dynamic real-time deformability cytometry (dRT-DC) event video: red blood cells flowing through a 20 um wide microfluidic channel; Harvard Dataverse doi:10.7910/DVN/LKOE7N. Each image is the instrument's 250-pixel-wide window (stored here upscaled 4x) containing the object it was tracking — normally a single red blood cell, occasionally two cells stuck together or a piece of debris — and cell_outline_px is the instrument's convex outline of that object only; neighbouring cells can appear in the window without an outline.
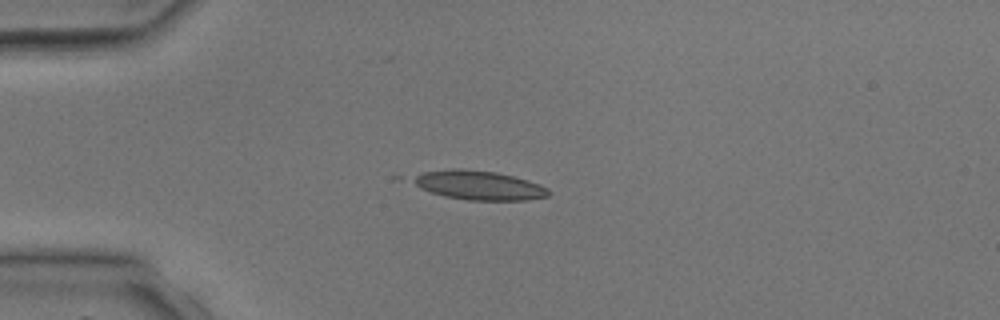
{"species": "common noctule bat (a hibernating species)", "species_latin": "Nyctalus noctula", "temperature_condition": "room temperature", "stored_images_in_passage": 3, "camera_frame_rate_fps": 3000, "um_per_image_px": 0.085, "animal": {"sex": "male", "body_mass_g": 17.9, "forearm_length_mm": 54.2}, "frame": {"image": 1, "passage_image": 3, "time_ms": 2.667, "image_size_px": [1000, 320], "cell_outline_px": [[552, 192], [548, 196], [528, 200], [468, 200], [444, 196], [420, 188], [416, 184], [416, 176], [424, 172], [452, 168], [460, 168], [496, 172], [528, 180], [540, 184], [548, 188]], "centroid_in_image_um": [40.79, 15.75], "position_along_channel_um": 44.2, "area_um2": 22.83}}